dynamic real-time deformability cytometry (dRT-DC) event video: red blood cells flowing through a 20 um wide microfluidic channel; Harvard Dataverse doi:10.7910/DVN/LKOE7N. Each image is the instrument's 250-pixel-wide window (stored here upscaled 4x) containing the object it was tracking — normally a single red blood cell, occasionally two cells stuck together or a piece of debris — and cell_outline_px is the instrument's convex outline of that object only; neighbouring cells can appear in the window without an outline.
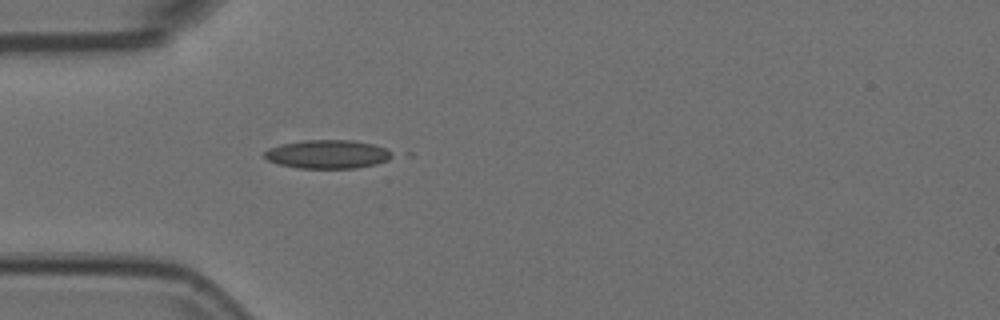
{"species": "Egyptian fruit bat (a non-hibernating species)", "species_latin": "Rousettus aegyptiacus", "temperature_condition": "room temperature", "stored_images_in_passage": 1, "camera_frame_rate_fps": 3000, "um_per_image_px": 0.085, "animal": {"sex": "female"}, "frame": {"image": 1, "passage_image": 1, "time_ms": 0.0, "image_size_px": [1000, 320], "cell_outline_px": [[396, 156], [388, 160], [376, 164], [356, 168], [296, 168], [280, 164], [268, 160], [264, 156], [264, 152], [268, 148], [280, 144], [304, 140], [352, 140], [372, 144], [384, 148], [392, 152]], "centroid_in_image_um": [27.85, 13.11], "position_along_channel_um": 57.1, "area_um2": 21.33}}